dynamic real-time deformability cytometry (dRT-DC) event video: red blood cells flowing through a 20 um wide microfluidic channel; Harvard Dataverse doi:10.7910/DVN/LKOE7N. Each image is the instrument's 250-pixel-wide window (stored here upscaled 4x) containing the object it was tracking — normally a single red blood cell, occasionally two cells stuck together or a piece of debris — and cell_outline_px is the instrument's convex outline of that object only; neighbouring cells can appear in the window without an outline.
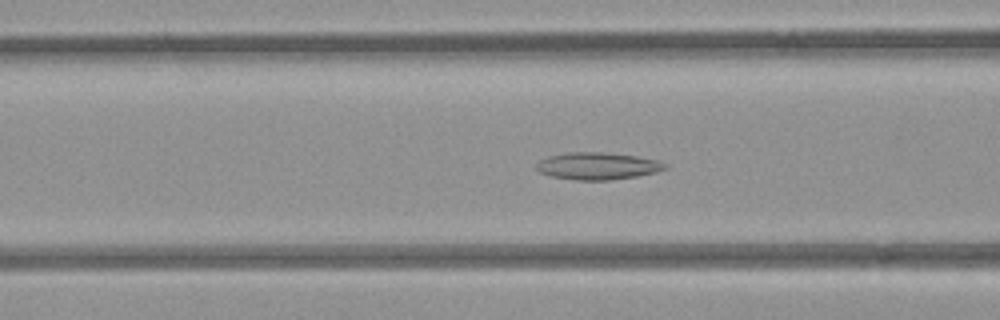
{"species": "common noctule bat (a hibernating species)", "species_latin": "Nyctalus noctula", "temperature_condition": "room temperature", "stored_images_in_passage": 53, "camera_frame_rate_fps": 3000, "um_per_image_px": 0.085, "animal": {"sex": "female", "body_mass_g": 21.9}, "frame": {"image": 1, "passage_image": 20, "time_ms": 6.333, "image_size_px": [1000, 320], "cell_outline_px": [[668, 168], [656, 172], [636, 176], [612, 180], [576, 180], [552, 176], [540, 172], [536, 168], [536, 164], [540, 160], [548, 156], [568, 152], [600, 152], [636, 156], [660, 160], [668, 164]], "centroid_in_image_um": [50.83, 14.11], "position_along_channel_um": 115.8, "area_um2": 20.4}}
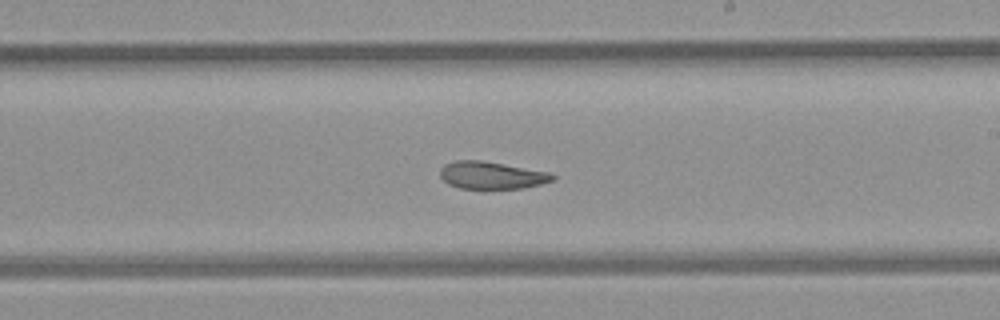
{"frame": {"image": 2, "passage_image": 30, "time_ms": 9.667, "image_size_px": [1000, 320], "cell_outline_px": [[556, 180], [524, 188], [460, 188], [448, 184], [440, 176], [440, 168], [444, 164], [456, 160], [480, 160], [552, 172], [556, 176]], "centroid_in_image_um": [41.82, 14.89], "position_along_channel_um": 247.2, "area_um2": 18.03}}
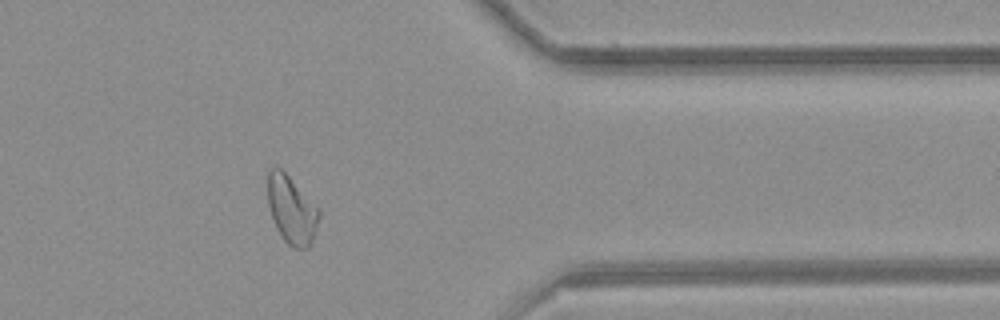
{"frame": {"image": 3, "passage_image": 42, "time_ms": 13.667, "image_size_px": [1000, 320], "cell_outline_px": [[320, 216], [312, 240], [308, 248], [292, 248], [284, 240], [276, 228], [268, 204], [268, 172], [272, 168], [280, 168], [320, 208]], "centroid_in_image_um": [24.8, 17.85], "position_along_channel_um": 386.6, "area_um2": 20.06}, "authors_computed_cell_mechanics": {"area_um2": 21.1548, "velocity_mm_per_s": 3.9358, "shape_relaxation_time_tau1_ms": null, "shape_relaxation_time_tau2_ms": 11.3071, "deformation_change_tau1": null, "deformation_change_tau2": 0.1994}}